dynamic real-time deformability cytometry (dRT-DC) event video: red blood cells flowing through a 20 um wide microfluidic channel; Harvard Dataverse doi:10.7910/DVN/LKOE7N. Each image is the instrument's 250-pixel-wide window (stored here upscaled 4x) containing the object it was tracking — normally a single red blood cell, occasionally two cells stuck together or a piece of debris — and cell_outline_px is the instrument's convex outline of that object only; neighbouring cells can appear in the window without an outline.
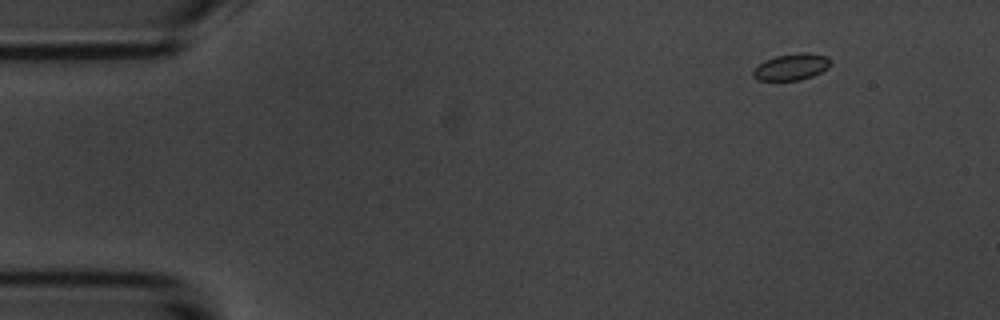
{"species": "common noctule bat (a hibernating species)", "species_latin": "Nyctalus noctula", "temperature_condition": "room temperature", "stored_images_in_passage": 3, "camera_frame_rate_fps": 3000, "um_per_image_px": 0.085, "animal": {"sex": "male", "body_mass_g": 20.1, "forearm_length_mm": 53.5}, "frame": {"image": 1, "passage_image": 1, "time_ms": 0.0, "image_size_px": [1000, 320], "cell_outline_px": [[832, 64], [828, 68], [812, 76], [800, 80], [756, 80], [752, 76], [752, 72], [764, 60], [776, 56], [800, 52], [808, 52], [828, 56], [832, 60]], "centroid_in_image_um": [67.31, 5.67], "position_along_channel_um": 17.7, "area_um2": 12.08}}